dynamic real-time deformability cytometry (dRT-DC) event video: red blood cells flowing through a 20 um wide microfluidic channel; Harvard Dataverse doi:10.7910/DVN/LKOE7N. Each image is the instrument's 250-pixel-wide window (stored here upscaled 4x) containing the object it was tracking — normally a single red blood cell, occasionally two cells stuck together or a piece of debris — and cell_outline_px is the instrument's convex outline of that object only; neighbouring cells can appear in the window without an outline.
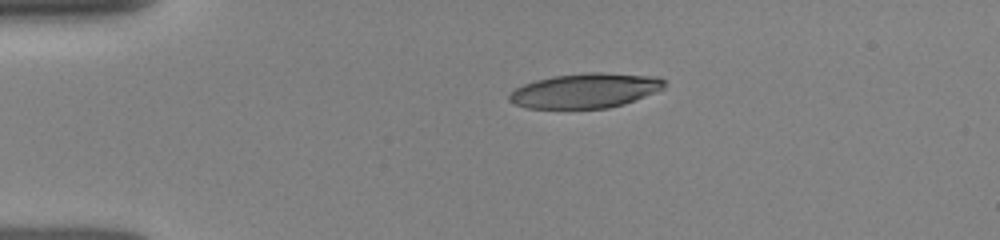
{"species": "human", "species_latin": "Homo sapiens", "temperature_condition": "room temperature", "stored_images_in_passage": 10, "camera_frame_rate_fps": 3000, "um_per_image_px": 0.085, "donor": {"sex": "female"}, "frame": {"image": 1, "passage_image": 1, "time_ms": 0.0, "image_size_px": [1000, 240], "cell_outline_px": [[664, 88], [656, 92], [624, 104], [608, 108], [528, 108], [516, 104], [508, 100], [508, 96], [516, 88], [524, 84], [536, 80], [552, 76], [588, 72], [600, 72], [656, 76], [664, 80]], "centroid_in_image_um": [49.76, 7.7], "position_along_channel_um": 35.2, "area_um2": 31.27}}